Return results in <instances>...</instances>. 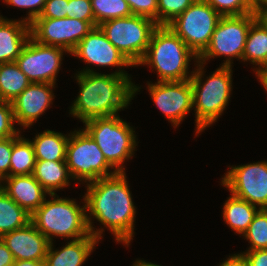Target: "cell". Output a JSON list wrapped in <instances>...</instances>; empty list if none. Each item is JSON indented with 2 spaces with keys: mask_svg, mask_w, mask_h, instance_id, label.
<instances>
[{
  "mask_svg": "<svg viewBox=\"0 0 267 266\" xmlns=\"http://www.w3.org/2000/svg\"><path fill=\"white\" fill-rule=\"evenodd\" d=\"M221 16H240L254 12V0H205Z\"/></svg>",
  "mask_w": 267,
  "mask_h": 266,
  "instance_id": "obj_30",
  "label": "cell"
},
{
  "mask_svg": "<svg viewBox=\"0 0 267 266\" xmlns=\"http://www.w3.org/2000/svg\"><path fill=\"white\" fill-rule=\"evenodd\" d=\"M66 17L82 21H95L91 0H69Z\"/></svg>",
  "mask_w": 267,
  "mask_h": 266,
  "instance_id": "obj_34",
  "label": "cell"
},
{
  "mask_svg": "<svg viewBox=\"0 0 267 266\" xmlns=\"http://www.w3.org/2000/svg\"><path fill=\"white\" fill-rule=\"evenodd\" d=\"M69 134L44 130L30 139L36 160L66 161V146Z\"/></svg>",
  "mask_w": 267,
  "mask_h": 266,
  "instance_id": "obj_24",
  "label": "cell"
},
{
  "mask_svg": "<svg viewBox=\"0 0 267 266\" xmlns=\"http://www.w3.org/2000/svg\"><path fill=\"white\" fill-rule=\"evenodd\" d=\"M13 254L9 251L8 247L0 239V266H12L14 264Z\"/></svg>",
  "mask_w": 267,
  "mask_h": 266,
  "instance_id": "obj_39",
  "label": "cell"
},
{
  "mask_svg": "<svg viewBox=\"0 0 267 266\" xmlns=\"http://www.w3.org/2000/svg\"><path fill=\"white\" fill-rule=\"evenodd\" d=\"M12 266H45V261L15 260Z\"/></svg>",
  "mask_w": 267,
  "mask_h": 266,
  "instance_id": "obj_42",
  "label": "cell"
},
{
  "mask_svg": "<svg viewBox=\"0 0 267 266\" xmlns=\"http://www.w3.org/2000/svg\"><path fill=\"white\" fill-rule=\"evenodd\" d=\"M66 165L73 180L79 183L88 184L117 172L106 161L95 140L84 129L69 133Z\"/></svg>",
  "mask_w": 267,
  "mask_h": 266,
  "instance_id": "obj_7",
  "label": "cell"
},
{
  "mask_svg": "<svg viewBox=\"0 0 267 266\" xmlns=\"http://www.w3.org/2000/svg\"><path fill=\"white\" fill-rule=\"evenodd\" d=\"M30 37L37 43L57 46L69 54L94 28L95 21L75 18H35L30 24Z\"/></svg>",
  "mask_w": 267,
  "mask_h": 266,
  "instance_id": "obj_11",
  "label": "cell"
},
{
  "mask_svg": "<svg viewBox=\"0 0 267 266\" xmlns=\"http://www.w3.org/2000/svg\"><path fill=\"white\" fill-rule=\"evenodd\" d=\"M98 242L91 233L78 240H69L65 246L56 250L52 242L45 257V266H82Z\"/></svg>",
  "mask_w": 267,
  "mask_h": 266,
  "instance_id": "obj_19",
  "label": "cell"
},
{
  "mask_svg": "<svg viewBox=\"0 0 267 266\" xmlns=\"http://www.w3.org/2000/svg\"><path fill=\"white\" fill-rule=\"evenodd\" d=\"M31 222V215L0 187V237Z\"/></svg>",
  "mask_w": 267,
  "mask_h": 266,
  "instance_id": "obj_27",
  "label": "cell"
},
{
  "mask_svg": "<svg viewBox=\"0 0 267 266\" xmlns=\"http://www.w3.org/2000/svg\"><path fill=\"white\" fill-rule=\"evenodd\" d=\"M195 0H158V25H168Z\"/></svg>",
  "mask_w": 267,
  "mask_h": 266,
  "instance_id": "obj_31",
  "label": "cell"
},
{
  "mask_svg": "<svg viewBox=\"0 0 267 266\" xmlns=\"http://www.w3.org/2000/svg\"><path fill=\"white\" fill-rule=\"evenodd\" d=\"M33 176L48 195L69 186L70 179L73 181L66 161L36 160Z\"/></svg>",
  "mask_w": 267,
  "mask_h": 266,
  "instance_id": "obj_21",
  "label": "cell"
},
{
  "mask_svg": "<svg viewBox=\"0 0 267 266\" xmlns=\"http://www.w3.org/2000/svg\"><path fill=\"white\" fill-rule=\"evenodd\" d=\"M250 61L256 65L254 73L258 72L267 63V26L256 18L250 26L247 34L242 62Z\"/></svg>",
  "mask_w": 267,
  "mask_h": 266,
  "instance_id": "obj_23",
  "label": "cell"
},
{
  "mask_svg": "<svg viewBox=\"0 0 267 266\" xmlns=\"http://www.w3.org/2000/svg\"><path fill=\"white\" fill-rule=\"evenodd\" d=\"M132 266H162L155 263L147 262L146 260H139L137 259Z\"/></svg>",
  "mask_w": 267,
  "mask_h": 266,
  "instance_id": "obj_44",
  "label": "cell"
},
{
  "mask_svg": "<svg viewBox=\"0 0 267 266\" xmlns=\"http://www.w3.org/2000/svg\"><path fill=\"white\" fill-rule=\"evenodd\" d=\"M0 239L15 260L45 261L50 241L36 229L32 222L3 234Z\"/></svg>",
  "mask_w": 267,
  "mask_h": 266,
  "instance_id": "obj_17",
  "label": "cell"
},
{
  "mask_svg": "<svg viewBox=\"0 0 267 266\" xmlns=\"http://www.w3.org/2000/svg\"><path fill=\"white\" fill-rule=\"evenodd\" d=\"M150 97L156 107L176 129L193 110V91L189 80L147 82Z\"/></svg>",
  "mask_w": 267,
  "mask_h": 266,
  "instance_id": "obj_14",
  "label": "cell"
},
{
  "mask_svg": "<svg viewBox=\"0 0 267 266\" xmlns=\"http://www.w3.org/2000/svg\"><path fill=\"white\" fill-rule=\"evenodd\" d=\"M250 243L246 251L267 249V209H260L242 235Z\"/></svg>",
  "mask_w": 267,
  "mask_h": 266,
  "instance_id": "obj_29",
  "label": "cell"
},
{
  "mask_svg": "<svg viewBox=\"0 0 267 266\" xmlns=\"http://www.w3.org/2000/svg\"><path fill=\"white\" fill-rule=\"evenodd\" d=\"M247 266H267V249L242 252Z\"/></svg>",
  "mask_w": 267,
  "mask_h": 266,
  "instance_id": "obj_38",
  "label": "cell"
},
{
  "mask_svg": "<svg viewBox=\"0 0 267 266\" xmlns=\"http://www.w3.org/2000/svg\"><path fill=\"white\" fill-rule=\"evenodd\" d=\"M31 82L16 62L0 64V98L12 102Z\"/></svg>",
  "mask_w": 267,
  "mask_h": 266,
  "instance_id": "obj_25",
  "label": "cell"
},
{
  "mask_svg": "<svg viewBox=\"0 0 267 266\" xmlns=\"http://www.w3.org/2000/svg\"><path fill=\"white\" fill-rule=\"evenodd\" d=\"M255 75L267 93V71H258Z\"/></svg>",
  "mask_w": 267,
  "mask_h": 266,
  "instance_id": "obj_43",
  "label": "cell"
},
{
  "mask_svg": "<svg viewBox=\"0 0 267 266\" xmlns=\"http://www.w3.org/2000/svg\"><path fill=\"white\" fill-rule=\"evenodd\" d=\"M71 56L95 67H118L115 74L130 77L124 67H134L125 56L106 38L102 30L94 27L73 49ZM123 67V69H122ZM124 70V71H123ZM129 75V76H128Z\"/></svg>",
  "mask_w": 267,
  "mask_h": 266,
  "instance_id": "obj_15",
  "label": "cell"
},
{
  "mask_svg": "<svg viewBox=\"0 0 267 266\" xmlns=\"http://www.w3.org/2000/svg\"><path fill=\"white\" fill-rule=\"evenodd\" d=\"M84 68L74 76L80 89L69 108V115L79 118L83 123L94 118L118 115L140 92L141 86L135 85L131 77L114 72L102 74L88 65Z\"/></svg>",
  "mask_w": 267,
  "mask_h": 266,
  "instance_id": "obj_2",
  "label": "cell"
},
{
  "mask_svg": "<svg viewBox=\"0 0 267 266\" xmlns=\"http://www.w3.org/2000/svg\"><path fill=\"white\" fill-rule=\"evenodd\" d=\"M191 60L196 63L198 56L168 25H158L137 67L147 65L156 71L157 82L184 81L193 75L194 69L188 68Z\"/></svg>",
  "mask_w": 267,
  "mask_h": 266,
  "instance_id": "obj_3",
  "label": "cell"
},
{
  "mask_svg": "<svg viewBox=\"0 0 267 266\" xmlns=\"http://www.w3.org/2000/svg\"><path fill=\"white\" fill-rule=\"evenodd\" d=\"M69 0H46L44 8L37 18H65Z\"/></svg>",
  "mask_w": 267,
  "mask_h": 266,
  "instance_id": "obj_36",
  "label": "cell"
},
{
  "mask_svg": "<svg viewBox=\"0 0 267 266\" xmlns=\"http://www.w3.org/2000/svg\"><path fill=\"white\" fill-rule=\"evenodd\" d=\"M1 188L30 215L43 204L48 194L33 174L5 177L1 181Z\"/></svg>",
  "mask_w": 267,
  "mask_h": 266,
  "instance_id": "obj_18",
  "label": "cell"
},
{
  "mask_svg": "<svg viewBox=\"0 0 267 266\" xmlns=\"http://www.w3.org/2000/svg\"><path fill=\"white\" fill-rule=\"evenodd\" d=\"M19 134L12 137L9 176L30 175L35 168V153L31 141Z\"/></svg>",
  "mask_w": 267,
  "mask_h": 266,
  "instance_id": "obj_26",
  "label": "cell"
},
{
  "mask_svg": "<svg viewBox=\"0 0 267 266\" xmlns=\"http://www.w3.org/2000/svg\"><path fill=\"white\" fill-rule=\"evenodd\" d=\"M257 18L261 19L267 26V14H255Z\"/></svg>",
  "mask_w": 267,
  "mask_h": 266,
  "instance_id": "obj_45",
  "label": "cell"
},
{
  "mask_svg": "<svg viewBox=\"0 0 267 266\" xmlns=\"http://www.w3.org/2000/svg\"><path fill=\"white\" fill-rule=\"evenodd\" d=\"M157 26L153 20L139 15L111 19L98 25L106 38L134 67L146 53Z\"/></svg>",
  "mask_w": 267,
  "mask_h": 266,
  "instance_id": "obj_8",
  "label": "cell"
},
{
  "mask_svg": "<svg viewBox=\"0 0 267 266\" xmlns=\"http://www.w3.org/2000/svg\"><path fill=\"white\" fill-rule=\"evenodd\" d=\"M219 266H247V263L243 253L240 252L239 254L230 255L227 259L223 260Z\"/></svg>",
  "mask_w": 267,
  "mask_h": 266,
  "instance_id": "obj_40",
  "label": "cell"
},
{
  "mask_svg": "<svg viewBox=\"0 0 267 266\" xmlns=\"http://www.w3.org/2000/svg\"><path fill=\"white\" fill-rule=\"evenodd\" d=\"M254 13L267 14V0H254Z\"/></svg>",
  "mask_w": 267,
  "mask_h": 266,
  "instance_id": "obj_41",
  "label": "cell"
},
{
  "mask_svg": "<svg viewBox=\"0 0 267 266\" xmlns=\"http://www.w3.org/2000/svg\"><path fill=\"white\" fill-rule=\"evenodd\" d=\"M227 199L222 208V218L232 231L242 236L260 208L232 194Z\"/></svg>",
  "mask_w": 267,
  "mask_h": 266,
  "instance_id": "obj_22",
  "label": "cell"
},
{
  "mask_svg": "<svg viewBox=\"0 0 267 266\" xmlns=\"http://www.w3.org/2000/svg\"><path fill=\"white\" fill-rule=\"evenodd\" d=\"M259 71H267V63Z\"/></svg>",
  "mask_w": 267,
  "mask_h": 266,
  "instance_id": "obj_46",
  "label": "cell"
},
{
  "mask_svg": "<svg viewBox=\"0 0 267 266\" xmlns=\"http://www.w3.org/2000/svg\"><path fill=\"white\" fill-rule=\"evenodd\" d=\"M51 200L43 204L31 215V222L49 241L53 237L78 240L90 234L86 220V203L83 196L80 206L76 199L61 198L57 194L49 195Z\"/></svg>",
  "mask_w": 267,
  "mask_h": 266,
  "instance_id": "obj_5",
  "label": "cell"
},
{
  "mask_svg": "<svg viewBox=\"0 0 267 266\" xmlns=\"http://www.w3.org/2000/svg\"><path fill=\"white\" fill-rule=\"evenodd\" d=\"M91 5L96 27L105 21L132 15L125 0H91Z\"/></svg>",
  "mask_w": 267,
  "mask_h": 266,
  "instance_id": "obj_28",
  "label": "cell"
},
{
  "mask_svg": "<svg viewBox=\"0 0 267 266\" xmlns=\"http://www.w3.org/2000/svg\"><path fill=\"white\" fill-rule=\"evenodd\" d=\"M83 128L92 137L106 161L117 171L125 172L124 162L132 158L138 145L135 130L119 114L94 118L84 122Z\"/></svg>",
  "mask_w": 267,
  "mask_h": 266,
  "instance_id": "obj_6",
  "label": "cell"
},
{
  "mask_svg": "<svg viewBox=\"0 0 267 266\" xmlns=\"http://www.w3.org/2000/svg\"><path fill=\"white\" fill-rule=\"evenodd\" d=\"M126 178V172H116L90 182L85 186L87 192L84 198L89 232L100 241L105 231L103 228H107L116 243L128 247L135 234L137 211ZM93 219L101 223L103 228H95Z\"/></svg>",
  "mask_w": 267,
  "mask_h": 266,
  "instance_id": "obj_1",
  "label": "cell"
},
{
  "mask_svg": "<svg viewBox=\"0 0 267 266\" xmlns=\"http://www.w3.org/2000/svg\"><path fill=\"white\" fill-rule=\"evenodd\" d=\"M132 15H139L153 20L158 25V0H125Z\"/></svg>",
  "mask_w": 267,
  "mask_h": 266,
  "instance_id": "obj_33",
  "label": "cell"
},
{
  "mask_svg": "<svg viewBox=\"0 0 267 266\" xmlns=\"http://www.w3.org/2000/svg\"><path fill=\"white\" fill-rule=\"evenodd\" d=\"M65 49L37 43L31 37L16 59L20 70L31 83L56 84Z\"/></svg>",
  "mask_w": 267,
  "mask_h": 266,
  "instance_id": "obj_13",
  "label": "cell"
},
{
  "mask_svg": "<svg viewBox=\"0 0 267 266\" xmlns=\"http://www.w3.org/2000/svg\"><path fill=\"white\" fill-rule=\"evenodd\" d=\"M220 183L232 195L267 209V161L232 165Z\"/></svg>",
  "mask_w": 267,
  "mask_h": 266,
  "instance_id": "obj_12",
  "label": "cell"
},
{
  "mask_svg": "<svg viewBox=\"0 0 267 266\" xmlns=\"http://www.w3.org/2000/svg\"><path fill=\"white\" fill-rule=\"evenodd\" d=\"M15 118L11 102L0 103V138L18 136L21 132L14 126ZM17 129V130H16Z\"/></svg>",
  "mask_w": 267,
  "mask_h": 266,
  "instance_id": "obj_32",
  "label": "cell"
},
{
  "mask_svg": "<svg viewBox=\"0 0 267 266\" xmlns=\"http://www.w3.org/2000/svg\"><path fill=\"white\" fill-rule=\"evenodd\" d=\"M8 6L18 7L21 9L28 10V16L24 17L23 20L29 24L37 17L40 16L46 0H2Z\"/></svg>",
  "mask_w": 267,
  "mask_h": 266,
  "instance_id": "obj_35",
  "label": "cell"
},
{
  "mask_svg": "<svg viewBox=\"0 0 267 266\" xmlns=\"http://www.w3.org/2000/svg\"><path fill=\"white\" fill-rule=\"evenodd\" d=\"M29 38L28 22L23 19H7L0 15V64L16 62Z\"/></svg>",
  "mask_w": 267,
  "mask_h": 266,
  "instance_id": "obj_20",
  "label": "cell"
},
{
  "mask_svg": "<svg viewBox=\"0 0 267 266\" xmlns=\"http://www.w3.org/2000/svg\"><path fill=\"white\" fill-rule=\"evenodd\" d=\"M256 18L254 12L240 16H222L208 47L198 57V61L206 64L209 59L220 56H225L226 59L221 66H232L234 58L242 61L247 34Z\"/></svg>",
  "mask_w": 267,
  "mask_h": 266,
  "instance_id": "obj_9",
  "label": "cell"
},
{
  "mask_svg": "<svg viewBox=\"0 0 267 266\" xmlns=\"http://www.w3.org/2000/svg\"><path fill=\"white\" fill-rule=\"evenodd\" d=\"M195 67L190 82L195 112V136H198L207 127L217 122L228 107L233 89V70L232 66H220L204 79L205 64L197 61Z\"/></svg>",
  "mask_w": 267,
  "mask_h": 266,
  "instance_id": "obj_4",
  "label": "cell"
},
{
  "mask_svg": "<svg viewBox=\"0 0 267 266\" xmlns=\"http://www.w3.org/2000/svg\"><path fill=\"white\" fill-rule=\"evenodd\" d=\"M12 137L0 138V179L9 177Z\"/></svg>",
  "mask_w": 267,
  "mask_h": 266,
  "instance_id": "obj_37",
  "label": "cell"
},
{
  "mask_svg": "<svg viewBox=\"0 0 267 266\" xmlns=\"http://www.w3.org/2000/svg\"><path fill=\"white\" fill-rule=\"evenodd\" d=\"M55 84L30 83L12 102L15 122L21 128L33 126L37 119L53 104Z\"/></svg>",
  "mask_w": 267,
  "mask_h": 266,
  "instance_id": "obj_16",
  "label": "cell"
},
{
  "mask_svg": "<svg viewBox=\"0 0 267 266\" xmlns=\"http://www.w3.org/2000/svg\"><path fill=\"white\" fill-rule=\"evenodd\" d=\"M221 17L205 0H195L168 26L199 57L208 47Z\"/></svg>",
  "mask_w": 267,
  "mask_h": 266,
  "instance_id": "obj_10",
  "label": "cell"
}]
</instances>
